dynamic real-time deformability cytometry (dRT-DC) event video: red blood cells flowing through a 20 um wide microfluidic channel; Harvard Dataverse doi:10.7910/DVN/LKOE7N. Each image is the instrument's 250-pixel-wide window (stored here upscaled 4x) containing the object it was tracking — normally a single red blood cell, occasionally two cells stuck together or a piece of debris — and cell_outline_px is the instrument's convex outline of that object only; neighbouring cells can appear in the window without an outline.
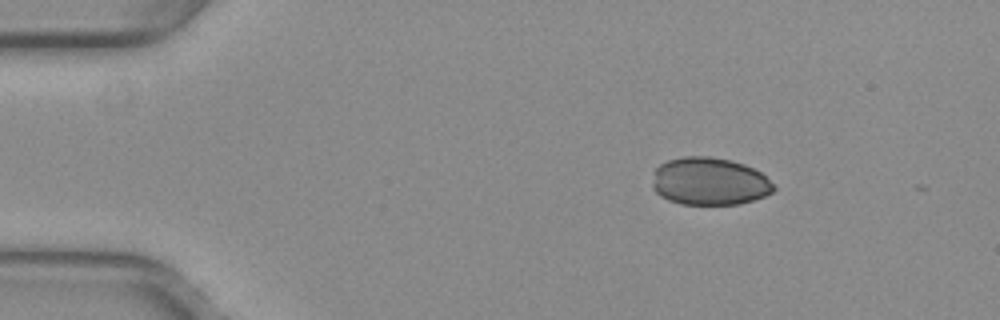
{"species": "common noctule bat (a hibernating species)", "species_latin": "Nyctalus noctula", "temperature_condition": "warm", "stored_images_in_passage": 9, "camera_frame_rate_fps": 3000, "um_per_image_px": 0.085, "animal": {"sex": "female", "body_mass_g": 29.2, "forearm_length_mm": 56.3}, "frame": {"image": 1, "passage_image": 1, "time_ms": 0.0, "image_size_px": [1000, 320], "cell_outline_px": [[776, 188], [772, 192], [764, 196], [740, 204], [680, 204], [668, 200], [660, 196], [652, 188], [652, 184], [656, 168], [660, 164], [668, 160], [684, 156], [708, 156], [728, 160], [744, 164], [760, 172]], "centroid_in_image_um": [60.27, 15.42], "position_along_channel_um": 24.7, "area_um2": 33.52}}